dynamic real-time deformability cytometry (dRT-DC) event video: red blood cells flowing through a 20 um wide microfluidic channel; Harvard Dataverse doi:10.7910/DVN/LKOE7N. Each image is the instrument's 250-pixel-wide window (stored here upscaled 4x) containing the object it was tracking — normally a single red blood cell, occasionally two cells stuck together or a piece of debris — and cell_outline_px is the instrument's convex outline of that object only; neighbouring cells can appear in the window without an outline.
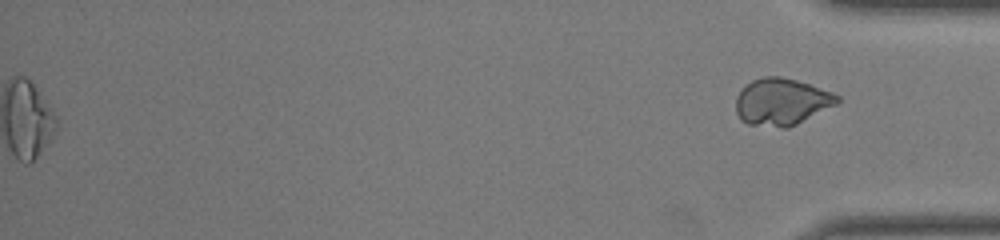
{"species": "common noctule bat (a hibernating species)", "species_latin": "Nyctalus noctula", "temperature_condition": "warm", "stored_images_in_passage": 52, "segment_of_instrument_passage": [2, 2], "camera_frame_rate_fps": 3000, "um_per_image_px": 0.085, "animal": {"sex": "male", "body_mass_g": 19.0, "forearm_length_mm": 50.8}, "frame": {"image": 1, "passage_image": 52, "time_ms": 17.0, "image_size_px": [1000, 240], "cell_outline_px": [[840, 100], [836, 104], [788, 128], [780, 128], [748, 124], [740, 120], [736, 112], [736, 96], [752, 80], [764, 76], [780, 76], [812, 84], [832, 92], [840, 96]], "centroid_in_image_um": [66.43, 8.65], "position_along_channel_um": 368.8, "area_um2": 27.74}}